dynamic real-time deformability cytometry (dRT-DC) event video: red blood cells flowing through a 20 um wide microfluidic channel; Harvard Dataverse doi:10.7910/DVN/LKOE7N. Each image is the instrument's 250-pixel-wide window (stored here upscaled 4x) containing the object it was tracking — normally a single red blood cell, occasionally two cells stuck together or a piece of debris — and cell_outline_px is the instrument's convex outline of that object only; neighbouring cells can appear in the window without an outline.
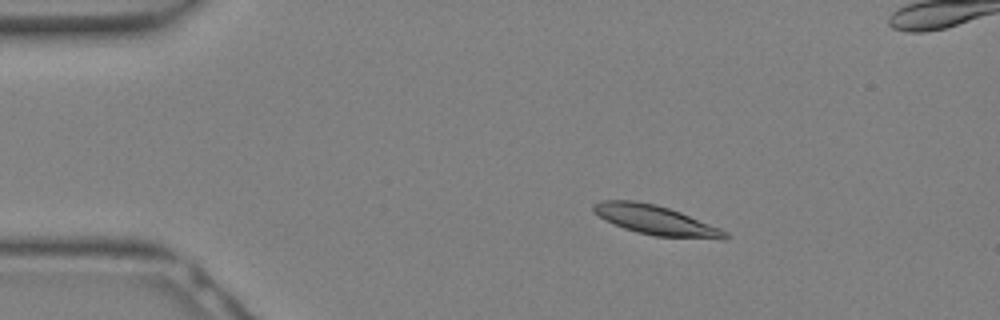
{"species": "Egyptian fruit bat (a non-hibernating species)", "species_latin": "Rousettus aegyptiacus", "temperature_condition": "warm", "stored_images_in_passage": 27, "camera_frame_rate_fps": 3000, "um_per_image_px": 0.085, "animal": {"sex": "female"}, "frame": {"image": 1, "passage_image": 1, "time_ms": 0.0, "image_size_px": [1000, 320], "cell_outline_px": [[728, 236], [724, 240], [720, 240], [656, 236], [636, 232], [624, 228], [600, 216], [592, 208], [592, 204], [600, 200], [636, 200], [656, 204], [680, 212], [720, 228], [728, 232]], "centroid_in_image_um": [55.78, 18.71], "position_along_channel_um": 29.2, "area_um2": 22.54}}
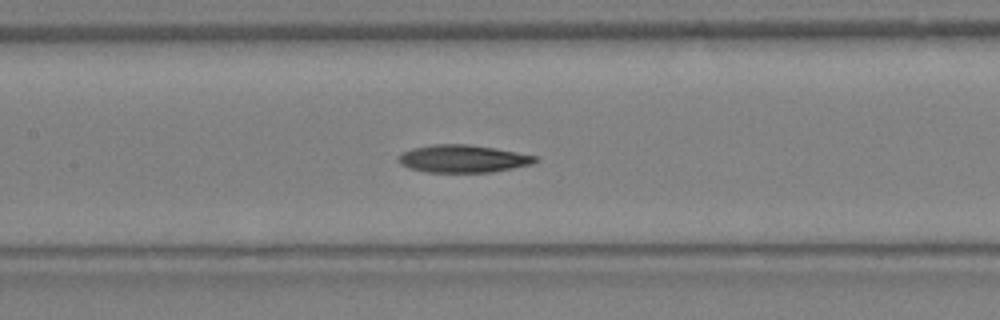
{"frame": {"image": 2, "passage_image": 10, "time_ms": 3.0, "image_size_px": [1000, 320], "cell_outline_px": [[540, 160], [532, 164], [492, 172], [424, 172], [408, 168], [400, 164], [396, 160], [396, 156], [400, 152], [412, 148], [432, 144], [468, 144], [496, 148], [536, 156]], "centroid_in_image_um": [39.28, 13.49], "position_along_channel_um": 168.1, "area_um2": 22.31}}
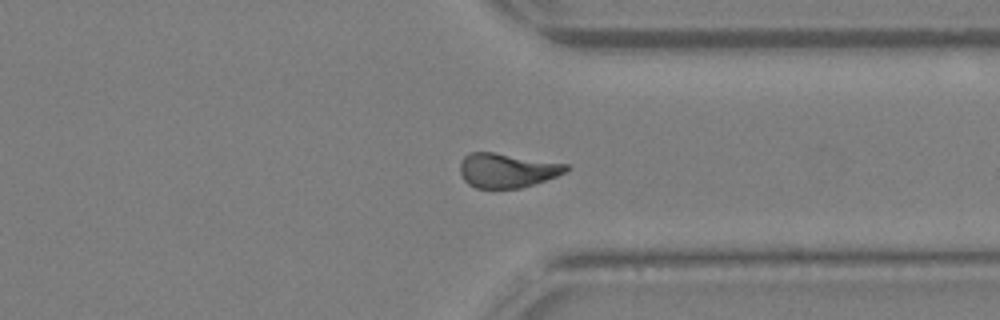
{"frame": {"image": 3, "passage_image": 19, "time_ms": 6.0, "image_size_px": [1000, 320], "cell_outline_px": [[572, 168], [568, 172], [520, 188], [476, 188], [468, 184], [464, 180], [460, 172], [460, 164], [464, 156], [468, 152], [492, 152], [568, 164]], "centroid_in_image_um": [43.1, 14.48], "position_along_channel_um": 368.3, "area_um2": 21.21}}